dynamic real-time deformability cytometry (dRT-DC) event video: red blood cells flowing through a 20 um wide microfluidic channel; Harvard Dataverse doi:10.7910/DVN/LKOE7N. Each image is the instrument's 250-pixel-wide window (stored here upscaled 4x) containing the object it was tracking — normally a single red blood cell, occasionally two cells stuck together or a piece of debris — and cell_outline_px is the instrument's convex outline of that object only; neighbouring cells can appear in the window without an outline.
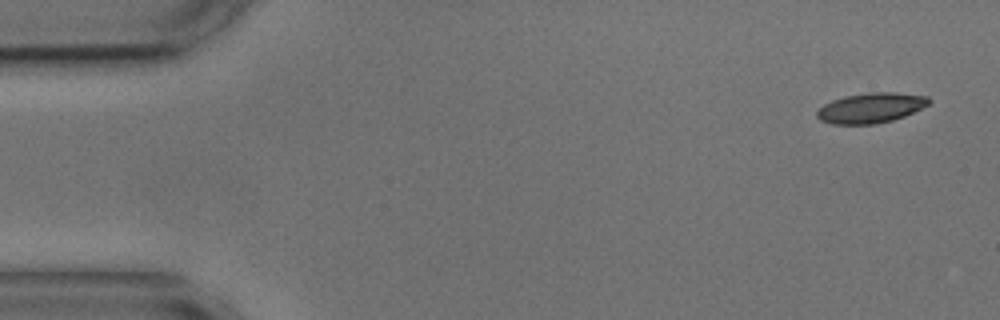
{"species": "common noctule bat (a hibernating species)", "species_latin": "Nyctalus noctula", "temperature_condition": "cold", "stored_images_in_passage": 2, "camera_frame_rate_fps": 3000, "um_per_image_px": 0.085, "animal": {"sex": "male", "body_mass_g": 17.9, "forearm_length_mm": 54.2}, "frame": {"image": 1, "passage_image": 2, "time_ms": 2.0, "image_size_px": [1000, 320], "cell_outline_px": [[932, 100], [928, 104], [904, 116], [892, 120], [876, 124], [832, 124], [820, 120], [816, 116], [816, 112], [824, 104], [832, 100], [844, 96], [868, 92], [896, 92], [928, 96]], "centroid_in_image_um": [74.01, 9.16], "position_along_channel_um": 11.0, "area_um2": 19.65}}